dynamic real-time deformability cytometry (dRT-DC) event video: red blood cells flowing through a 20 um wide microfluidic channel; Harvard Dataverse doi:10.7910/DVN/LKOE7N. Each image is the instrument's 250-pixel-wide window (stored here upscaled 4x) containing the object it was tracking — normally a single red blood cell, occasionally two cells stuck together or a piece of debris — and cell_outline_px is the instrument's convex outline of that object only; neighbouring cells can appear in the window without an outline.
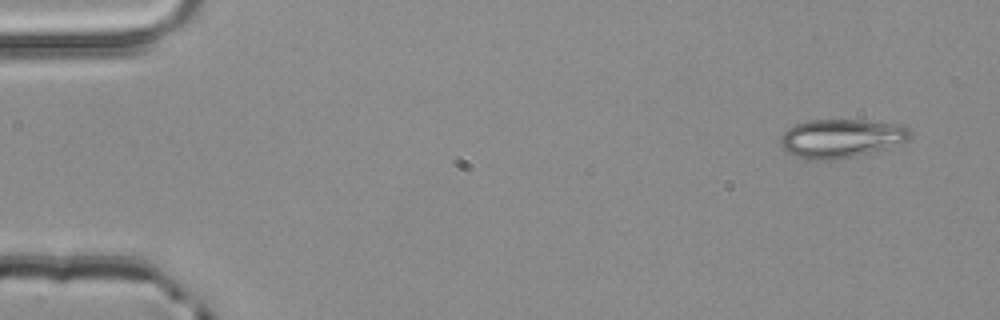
{"species": "common noctule bat (a hibernating species)", "species_latin": "Nyctalus noctula", "temperature_condition": "room temperature", "stored_images_in_passage": 4, "camera_frame_rate_fps": 3000, "um_per_image_px": 0.085, "animal": {"sex": "male", "body_mass_g": 20.4}, "frame": {"image": 1, "passage_image": 1, "time_ms": 0.0, "image_size_px": [1000, 320], "cell_outline_px": [[912, 132], [908, 140], [884, 148], [852, 156], [828, 160], [812, 160], [788, 152], [780, 144], [780, 140], [784, 132], [788, 128], [796, 124], [808, 120], [864, 120], [900, 124], [908, 128]], "centroid_in_image_um": [71.5, 11.73], "position_along_channel_um": 13.5, "area_um2": 28.67}}